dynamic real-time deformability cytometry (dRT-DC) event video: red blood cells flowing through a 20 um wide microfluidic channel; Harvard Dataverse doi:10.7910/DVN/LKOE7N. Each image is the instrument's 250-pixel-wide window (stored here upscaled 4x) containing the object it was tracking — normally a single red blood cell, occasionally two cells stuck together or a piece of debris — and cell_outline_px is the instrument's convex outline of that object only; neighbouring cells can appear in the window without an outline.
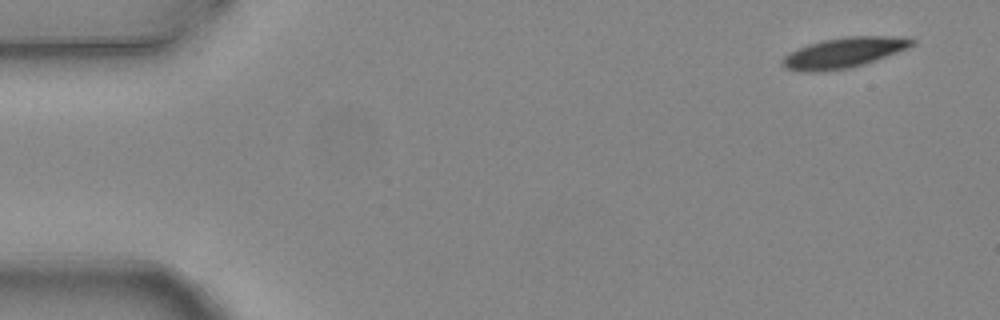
{"species": "common noctule bat (a hibernating species)", "species_latin": "Nyctalus noctula", "temperature_condition": "warm", "stored_images_in_passage": 4, "camera_frame_rate_fps": 3000, "um_per_image_px": 0.085, "animal": {"sex": "female", "body_mass_g": 24.6, "forearm_length_mm": 56.2}, "frame": {"image": 1, "passage_image": 1, "time_ms": 0.0, "image_size_px": [1000, 320], "cell_outline_px": [[916, 44], [908, 48], [876, 60], [864, 64], [848, 68], [820, 72], [800, 72], [784, 68], [780, 64], [780, 60], [788, 52], [808, 44], [824, 40], [844, 36], [908, 36], [916, 40]], "centroid_in_image_um": [71.71, 4.47], "position_along_channel_um": 13.3, "area_um2": 23.35}}
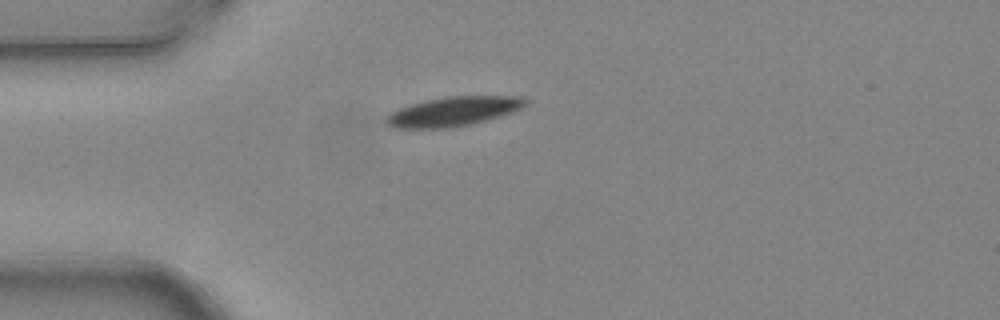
{"frame": {"image": 2, "passage_image": 4, "time_ms": 1.0, "image_size_px": [1000, 320], "cell_outline_px": [[528, 104], [512, 112], [472, 124], [452, 128], [392, 128], [384, 120], [384, 116], [400, 108], [412, 104], [428, 100], [448, 96], [524, 96], [528, 100]], "centroid_in_image_um": [38.54, 9.47], "position_along_channel_um": 46.5, "area_um2": 23.81}}